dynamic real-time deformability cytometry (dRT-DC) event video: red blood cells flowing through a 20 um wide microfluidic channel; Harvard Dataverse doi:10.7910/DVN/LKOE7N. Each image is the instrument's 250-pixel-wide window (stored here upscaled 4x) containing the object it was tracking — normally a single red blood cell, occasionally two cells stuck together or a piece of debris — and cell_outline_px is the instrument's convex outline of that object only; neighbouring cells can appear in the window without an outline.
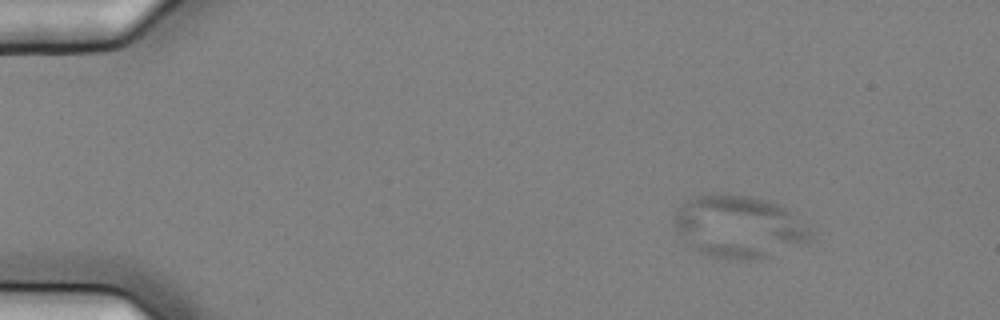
{"species": "common noctule bat (a hibernating species)", "species_latin": "Nyctalus noctula", "temperature_condition": "cold", "stored_images_in_passage": 60, "camera_frame_rate_fps": 3000, "um_per_image_px": 0.085, "animal": {"sex": "female", "body_mass_g": 25.1}, "frame": {"image": 1, "passage_image": 11, "time_ms": 3.333, "image_size_px": [1000, 320], "cell_outline_px": [[812, 240], [764, 256], [748, 260], [744, 260], [712, 256], [700, 252], [688, 244], [684, 240], [672, 224], [672, 220], [676, 212], [688, 200], [696, 196], [748, 196], [768, 200], [784, 208], [808, 228], [812, 232]], "centroid_in_image_um": [62.76, 19.28], "position_along_channel_um": 22.2, "area_um2": 47.8}}
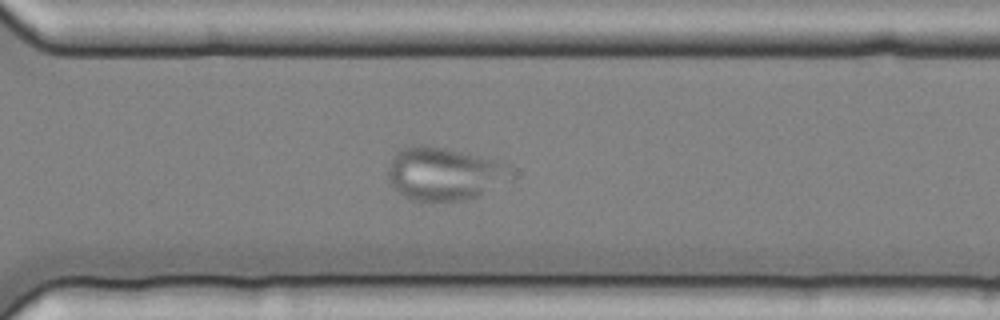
{"frame": {"image": 2, "passage_image": 45, "time_ms": 14.667, "image_size_px": [1000, 320], "cell_outline_px": [[516, 176], [512, 180], [476, 196], [464, 200], [412, 200], [404, 196], [392, 188], [388, 176], [388, 168], [396, 152], [400, 148], [416, 144], [432, 144], [468, 152], [508, 164]], "centroid_in_image_um": [37.79, 14.73], "position_along_channel_um": 332.8, "area_um2": 38.61}}
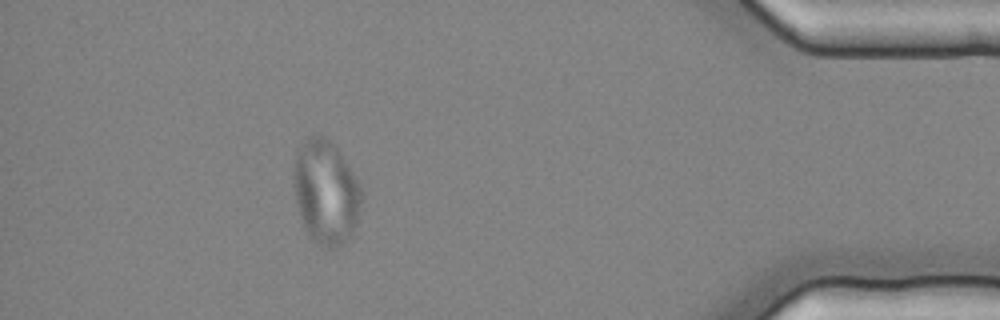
{"frame": {"image": 3, "passage_image": 55, "time_ms": 18.0, "image_size_px": [1000, 320], "cell_outline_px": [[360, 204], [356, 224], [348, 240], [332, 248], [324, 248], [304, 228], [300, 216], [296, 200], [292, 180], [296, 152], [304, 140], [308, 136], [316, 132], [324, 136], [340, 152], [360, 184]], "centroid_in_image_um": [27.66, 16.29], "position_along_channel_um": 407.5, "area_um2": 40.81}}